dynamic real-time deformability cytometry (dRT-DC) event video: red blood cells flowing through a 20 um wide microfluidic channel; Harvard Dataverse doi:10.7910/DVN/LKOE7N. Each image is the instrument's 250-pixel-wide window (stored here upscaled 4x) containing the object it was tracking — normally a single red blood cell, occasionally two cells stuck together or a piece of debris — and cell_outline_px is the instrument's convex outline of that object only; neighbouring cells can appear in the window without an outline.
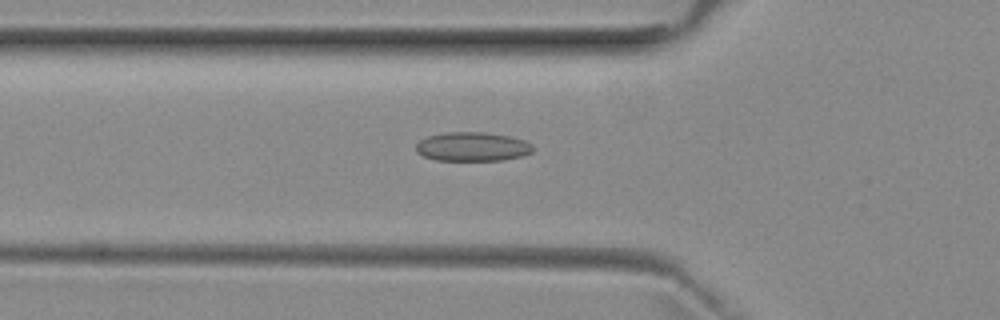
{"species": "common noctule bat (a hibernating species)", "species_latin": "Nyctalus noctula", "temperature_condition": "room temperature", "stored_images_in_passage": 50, "camera_frame_rate_fps": 3000, "um_per_image_px": 0.085, "animal": {"sex": "female", "body_mass_g": 29.2, "forearm_length_mm": 56.3}, "frame": {"image": 1, "passage_image": 18, "time_ms": 5.667, "image_size_px": [1000, 320], "cell_outline_px": [[532, 152], [520, 156], [504, 160], [436, 160], [424, 156], [416, 152], [416, 144], [420, 140], [428, 136], [444, 132], [484, 132], [508, 136], [524, 140], [532, 144]], "centroid_in_image_um": [40.13, 12.46], "position_along_channel_um": 85.7, "area_um2": 19.71}}
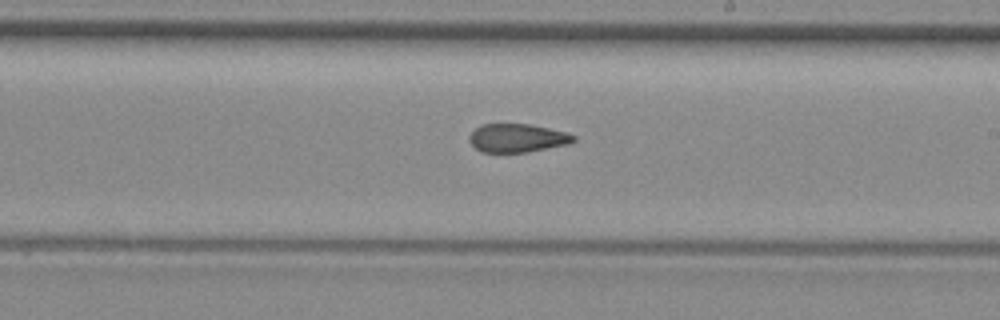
{"frame": {"image": 2, "passage_image": 30, "time_ms": 9.667, "image_size_px": [1000, 320], "cell_outline_px": [[576, 140], [568, 144], [528, 152], [480, 152], [468, 140], [468, 136], [480, 124], [528, 124], [568, 132], [576, 136]], "centroid_in_image_um": [43.97, 11.73], "position_along_channel_um": 245.0, "area_um2": 17.34}}
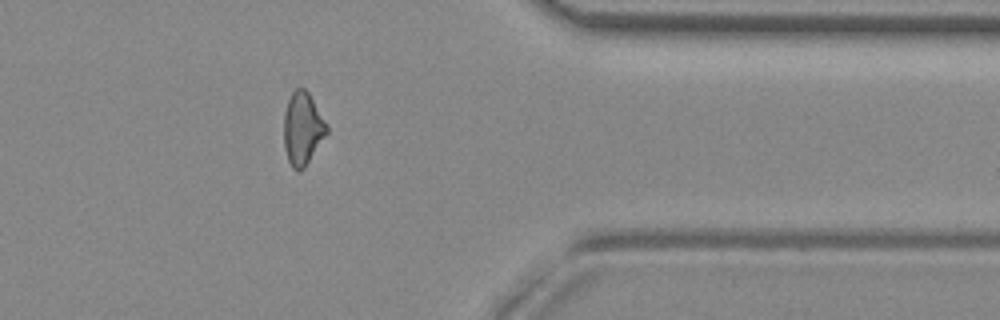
{"frame": {"image": 3, "passage_image": 42, "time_ms": 13.667, "image_size_px": [1000, 320], "cell_outline_px": [[328, 132], [304, 168], [292, 168], [288, 160], [284, 148], [284, 112], [288, 100], [292, 92], [296, 88], [304, 88], [308, 92], [328, 124]], "centroid_in_image_um": [25.72, 10.9], "position_along_channel_um": 385.7, "area_um2": 18.03}, "authors_computed_cell_mechanics": {"area_um2": 18.5827, "velocity_mm_per_s": 3.9736, "shape_relaxation_time_tau1_ms": null, "shape_relaxation_time_tau2_ms": 2.6508, "deformation_change_tau1": null, "deformation_change_tau2": 0.0983}}